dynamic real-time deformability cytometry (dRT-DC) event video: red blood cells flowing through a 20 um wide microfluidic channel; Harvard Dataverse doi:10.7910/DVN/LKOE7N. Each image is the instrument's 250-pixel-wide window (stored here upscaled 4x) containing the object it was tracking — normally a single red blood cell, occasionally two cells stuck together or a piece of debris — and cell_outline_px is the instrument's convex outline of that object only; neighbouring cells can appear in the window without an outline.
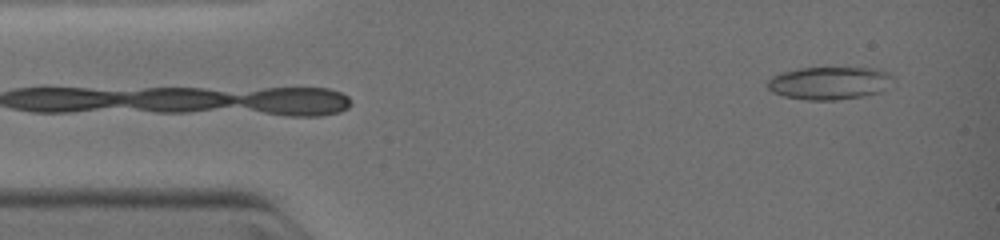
{"species": "common noctule bat (a hibernating species)", "species_latin": "Nyctalus noctula", "temperature_condition": "warm", "stored_images_in_passage": 26, "camera_frame_rate_fps": 3000, "um_per_image_px": 0.085, "animal": {"sex": "female", "body_mass_g": 19.0, "forearm_length_mm": 51.5}, "frame": {"image": 1, "passage_image": 1, "time_ms": 0.0, "image_size_px": [1000, 240], "cell_outline_px": [[896, 80], [880, 92], [864, 96], [836, 100], [804, 100], [784, 96], [772, 92], [768, 88], [768, 80], [772, 76], [780, 72], [800, 68], [876, 68], [888, 72], [896, 76]], "centroid_in_image_um": [70.54, 7.06], "position_along_channel_um": 14.5, "area_um2": 24.33}}
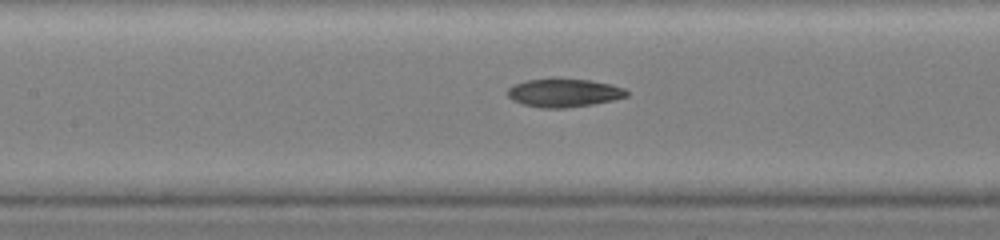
{"frame": {"image": 2, "passage_image": 15, "time_ms": 4.667, "image_size_px": [1000, 240], "cell_outline_px": [[628, 96], [612, 100], [592, 104], [568, 108], [540, 108], [524, 104], [512, 100], [508, 96], [508, 88], [512, 84], [528, 80], [552, 76], [556, 76], [592, 80], [612, 84], [624, 88], [628, 92]], "centroid_in_image_um": [47.92, 7.85], "position_along_channel_um": 159.5, "area_um2": 20.35}}
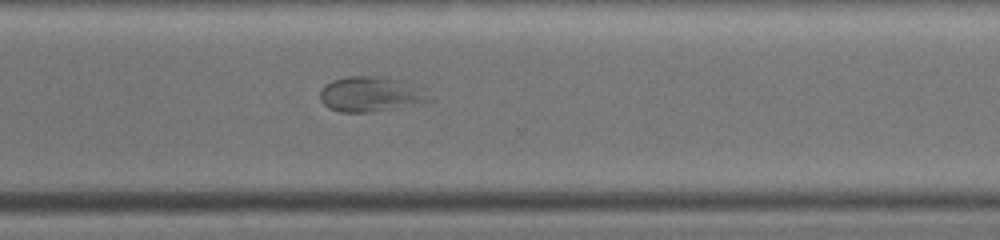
{"frame": {"image": 3, "passage_image": 26, "time_ms": 8.333, "image_size_px": [1000, 240], "cell_outline_px": [[436, 96], [432, 100], [368, 112], [340, 112], [328, 108], [320, 100], [320, 88], [324, 84], [332, 80], [348, 76], [380, 76], [404, 80], [416, 84]], "centroid_in_image_um": [31.53, 7.97], "position_along_channel_um": 339.1, "area_um2": 22.6}}